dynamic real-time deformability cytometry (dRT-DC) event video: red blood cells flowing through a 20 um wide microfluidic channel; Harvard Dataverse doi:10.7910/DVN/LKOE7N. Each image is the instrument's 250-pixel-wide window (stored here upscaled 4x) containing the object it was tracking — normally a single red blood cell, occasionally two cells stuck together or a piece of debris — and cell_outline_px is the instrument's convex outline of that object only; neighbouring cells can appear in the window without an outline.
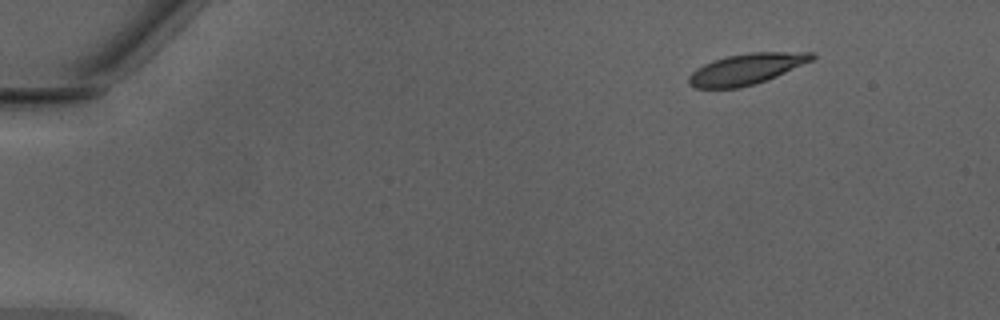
{"species": "Egyptian fruit bat (a non-hibernating species)", "species_latin": "Rousettus aegyptiacus", "temperature_condition": "warm", "stored_images_in_passage": 44, "camera_frame_rate_fps": 3000, "um_per_image_px": 0.085, "animal": {"sex": "male"}, "frame": {"image": 1, "passage_image": 1, "time_ms": 0.0, "image_size_px": [1000, 320], "cell_outline_px": [[816, 56], [812, 60], [776, 76], [752, 84], [736, 88], [696, 88], [688, 84], [688, 76], [696, 68], [712, 60], [724, 56], [748, 52], [812, 52]], "centroid_in_image_um": [63.39, 5.85], "position_along_channel_um": 21.6, "area_um2": 22.02}}
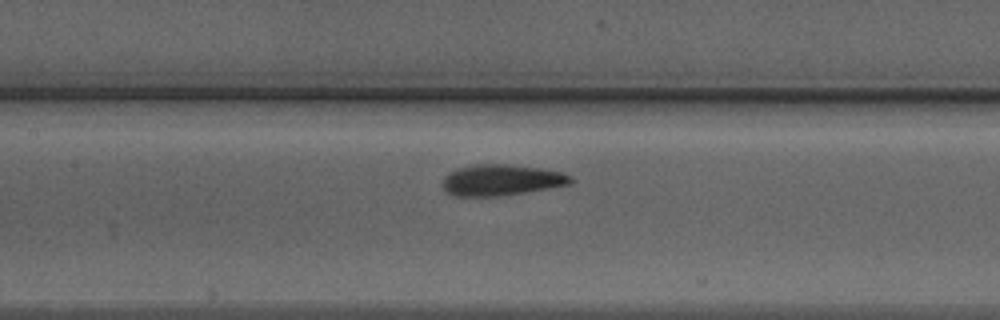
{"frame": {"image": 2, "passage_image": 19, "time_ms": 6.0, "image_size_px": [1000, 320], "cell_outline_px": [[576, 180], [572, 184], [524, 192], [496, 196], [452, 196], [440, 184], [444, 176], [448, 172], [456, 168], [476, 164], [508, 164], [540, 168], [560, 172], [572, 176]], "centroid_in_image_um": [42.59, 15.29], "position_along_channel_um": 164.8, "area_um2": 23.35}}
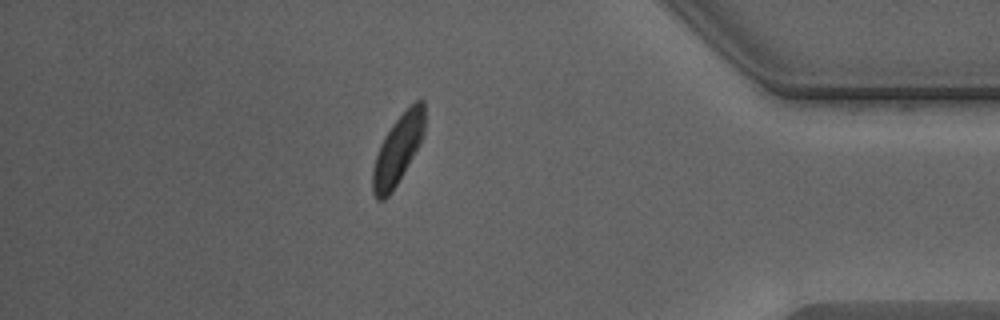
{"frame": {"image": 3, "passage_image": 38, "time_ms": 12.333, "image_size_px": [1000, 320], "cell_outline_px": [[424, 132], [420, 144], [392, 192], [384, 200], [376, 200], [372, 192], [372, 168], [380, 144], [384, 136], [392, 124], [416, 100], [424, 100]], "centroid_in_image_um": [33.8, 12.75], "position_along_channel_um": 401.4, "area_um2": 20.75}, "authors_computed_cell_mechanics": {"area_um2": 22.0796, "velocity_mm_per_s": 4.2542, "shape_relaxation_time_tau1_ms": 2.6455, "shape_relaxation_time_tau2_ms": 1.9477, "deformation_change_tau1": 0.1203, "deformation_change_tau2": 0.0562}}